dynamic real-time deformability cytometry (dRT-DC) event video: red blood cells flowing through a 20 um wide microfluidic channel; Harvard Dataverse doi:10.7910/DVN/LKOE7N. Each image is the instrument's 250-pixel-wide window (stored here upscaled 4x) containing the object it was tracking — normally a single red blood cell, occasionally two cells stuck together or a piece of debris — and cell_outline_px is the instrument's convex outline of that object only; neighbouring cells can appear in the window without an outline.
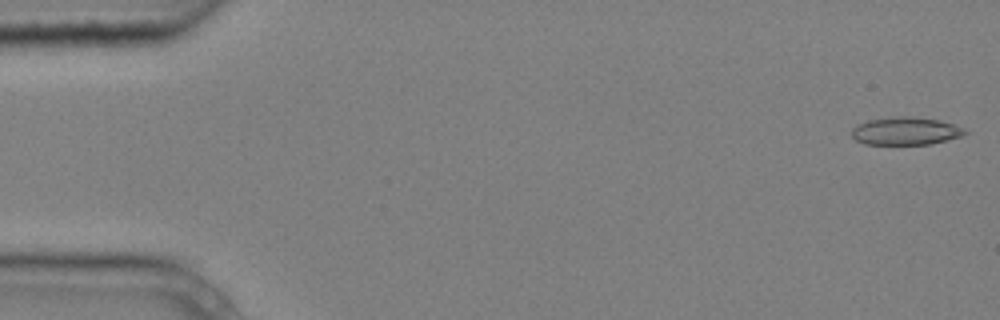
{"species": "common noctule bat (a hibernating species)", "species_latin": "Nyctalus noctula", "temperature_condition": "cold", "stored_images_in_passage": 5, "camera_frame_rate_fps": 3000, "um_per_image_px": 0.085, "animal": {"sex": "male", "body_mass_g": 20.4}, "frame": {"image": 1, "passage_image": 1, "time_ms": 0.0, "image_size_px": [1000, 320], "cell_outline_px": [[968, 132], [960, 136], [932, 144], [864, 144], [856, 140], [852, 136], [852, 128], [856, 124], [868, 120], [892, 116], [908, 116], [940, 120], [964, 128]], "centroid_in_image_um": [76.94, 11.13], "position_along_channel_um": 8.1, "area_um2": 18.38}}
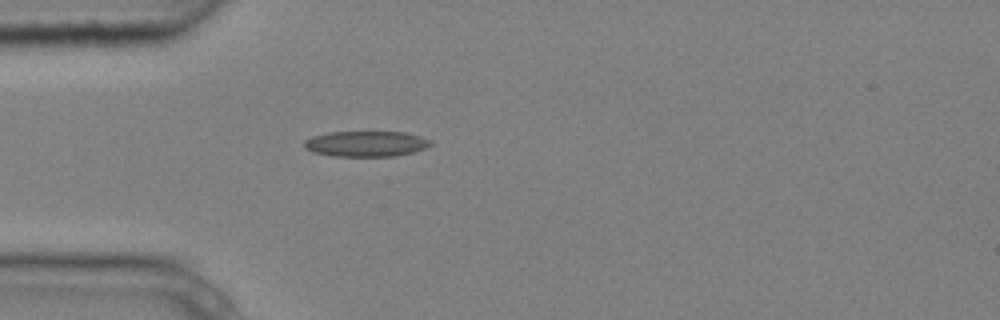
{"frame": {"image": 2, "passage_image": 5, "time_ms": 1.333, "image_size_px": [1000, 320], "cell_outline_px": [[432, 144], [424, 148], [412, 152], [396, 156], [332, 156], [312, 152], [304, 148], [304, 140], [312, 136], [328, 132], [404, 132], [420, 136], [432, 140]], "centroid_in_image_um": [31.08, 12.22], "position_along_channel_um": 53.9, "area_um2": 18.9}}